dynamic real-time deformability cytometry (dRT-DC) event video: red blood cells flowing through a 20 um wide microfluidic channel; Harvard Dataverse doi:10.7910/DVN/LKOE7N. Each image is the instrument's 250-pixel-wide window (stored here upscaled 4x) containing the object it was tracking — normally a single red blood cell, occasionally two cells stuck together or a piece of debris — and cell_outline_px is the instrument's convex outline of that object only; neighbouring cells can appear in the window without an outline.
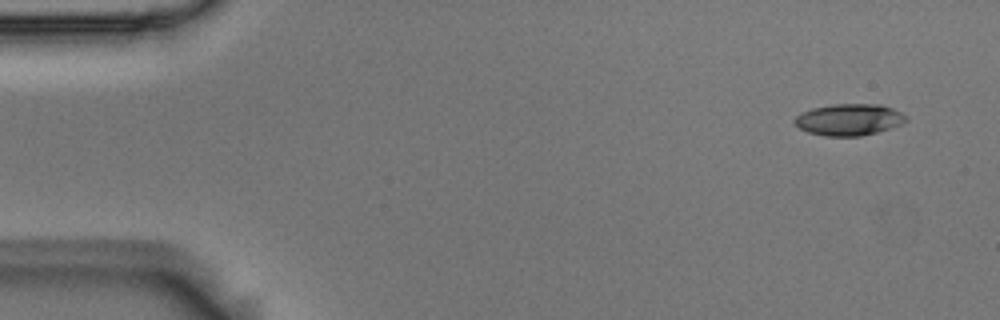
{"species": "Egyptian fruit bat (a non-hibernating species)", "species_latin": "Rousettus aegyptiacus", "temperature_condition": "room temperature", "stored_images_in_passage": 5, "camera_frame_rate_fps": 3000, "um_per_image_px": 0.085, "animal": {"sex": "male"}, "frame": {"image": 1, "passage_image": 1, "time_ms": 0.0, "image_size_px": [1000, 320], "cell_outline_px": [[908, 120], [900, 124], [876, 132], [860, 136], [824, 136], [808, 132], [800, 128], [792, 120], [796, 116], [812, 108], [832, 104], [880, 104], [892, 108], [908, 116]], "centroid_in_image_um": [72.17, 10.16], "position_along_channel_um": 12.8, "area_um2": 20.4}}
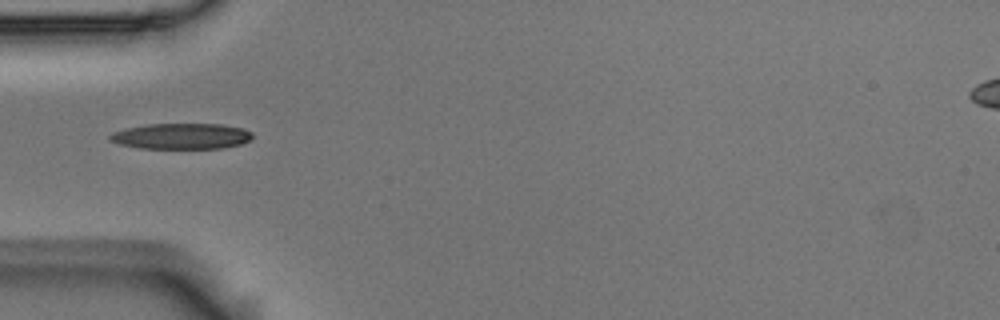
{"frame": {"image": 2, "passage_image": 5, "time_ms": 1.333, "image_size_px": [1000, 320], "cell_outline_px": [[252, 140], [240, 144], [224, 148], [140, 148], [120, 144], [108, 140], [108, 136], [112, 132], [128, 128], [148, 124], [220, 124], [244, 128], [252, 132]], "centroid_in_image_um": [15.44, 11.57], "position_along_channel_um": 69.6, "area_um2": 21.44}}